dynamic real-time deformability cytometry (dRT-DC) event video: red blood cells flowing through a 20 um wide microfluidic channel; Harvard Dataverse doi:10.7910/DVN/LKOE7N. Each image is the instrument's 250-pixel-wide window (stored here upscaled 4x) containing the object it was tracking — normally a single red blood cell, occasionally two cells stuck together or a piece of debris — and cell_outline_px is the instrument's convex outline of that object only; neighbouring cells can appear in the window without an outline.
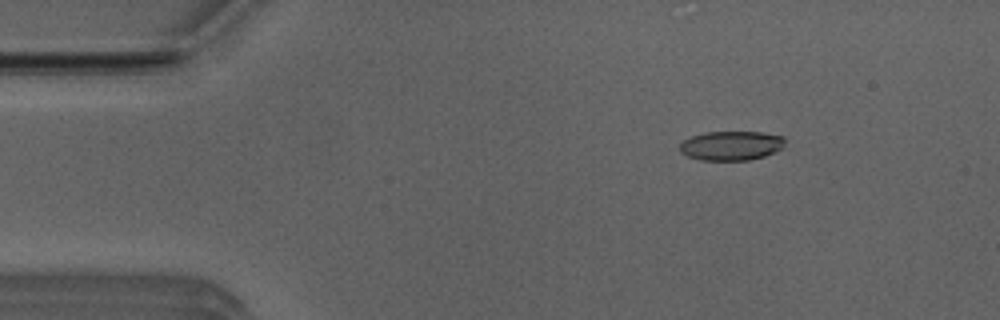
{"species": "Egyptian fruit bat (a non-hibernating species)", "species_latin": "Rousettus aegyptiacus", "temperature_condition": "room temperature", "stored_images_in_passage": 51, "camera_frame_rate_fps": 3000, "um_per_image_px": 0.085, "animal": {"sex": "male"}, "frame": {"image": 1, "passage_image": 7, "time_ms": 2.0, "image_size_px": [1000, 320], "cell_outline_px": [[784, 144], [780, 148], [764, 156], [748, 160], [700, 160], [688, 156], [680, 152], [680, 144], [684, 140], [692, 136], [704, 132], [760, 132], [784, 136]], "centroid_in_image_um": [62.12, 12.37], "position_along_channel_um": 22.9, "area_um2": 17.8}}
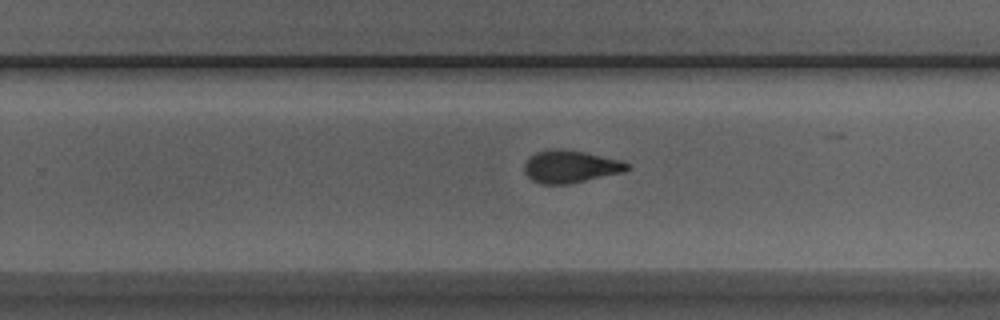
{"frame": {"image": 2, "passage_image": 32, "time_ms": 10.333, "image_size_px": [1000, 320], "cell_outline_px": [[632, 168], [624, 172], [568, 184], [540, 184], [532, 180], [524, 172], [524, 164], [528, 156], [536, 152], [556, 148], [560, 148], [584, 152], [620, 160], [632, 164]], "centroid_in_image_um": [48.49, 14.16], "position_along_channel_um": 281.3, "area_um2": 19.65}}
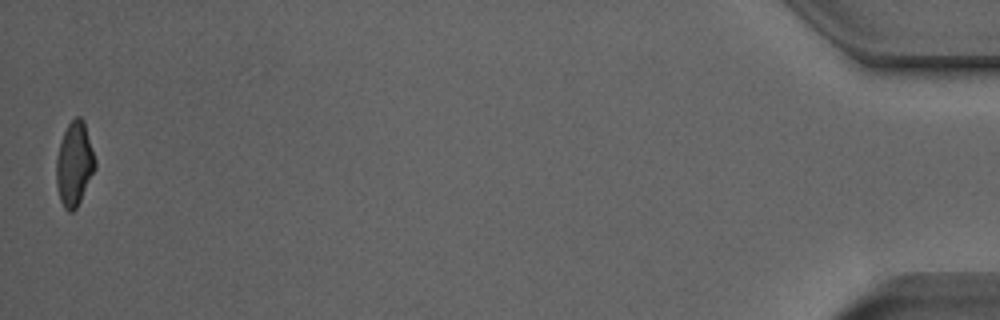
{"frame": {"image": 3, "passage_image": 51, "time_ms": 16.667, "image_size_px": [1000, 320], "cell_outline_px": [[96, 168], [76, 208], [72, 212], [68, 212], [64, 208], [60, 200], [56, 184], [56, 156], [64, 132], [68, 124], [76, 116], [80, 116], [84, 120], [96, 160]], "centroid_in_image_um": [6.32, 13.93], "position_along_channel_um": 428.9, "area_um2": 19.02}, "authors_computed_cell_mechanics": {"area_um2": 19.3052, "velocity_mm_per_s": 3.9426, "shape_relaxation_time_tau1_ms": 4.0308, "shape_relaxation_time_tau2_ms": 1.7889, "deformation_change_tau1": 0.1805, "deformation_change_tau2": 0.1002}}